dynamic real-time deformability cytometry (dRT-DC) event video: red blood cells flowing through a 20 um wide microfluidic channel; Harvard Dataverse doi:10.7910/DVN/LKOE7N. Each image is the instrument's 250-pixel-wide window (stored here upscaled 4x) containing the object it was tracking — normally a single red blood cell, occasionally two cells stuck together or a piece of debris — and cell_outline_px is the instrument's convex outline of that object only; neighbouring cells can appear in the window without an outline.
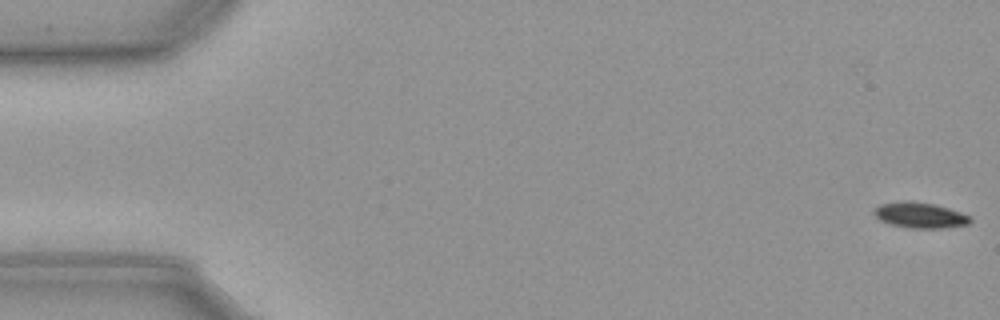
{"species": "common noctule bat (a hibernating species)", "species_latin": "Nyctalus noctula", "temperature_condition": "cold", "stored_images_in_passage": 57, "camera_frame_rate_fps": 3000, "um_per_image_px": 0.085, "animal": {"sex": "male", "body_mass_g": 23.1, "forearm_length_mm": 52.7}, "frame": {"image": 1, "passage_image": 1, "time_ms": 0.0, "image_size_px": [1000, 320], "cell_outline_px": [[972, 220], [968, 224], [940, 228], [912, 228], [892, 224], [880, 220], [872, 212], [880, 204], [908, 200], [932, 204], [948, 208], [960, 212], [968, 216]], "centroid_in_image_um": [78.18, 18.29], "position_along_channel_um": 6.8, "area_um2": 14.05}}
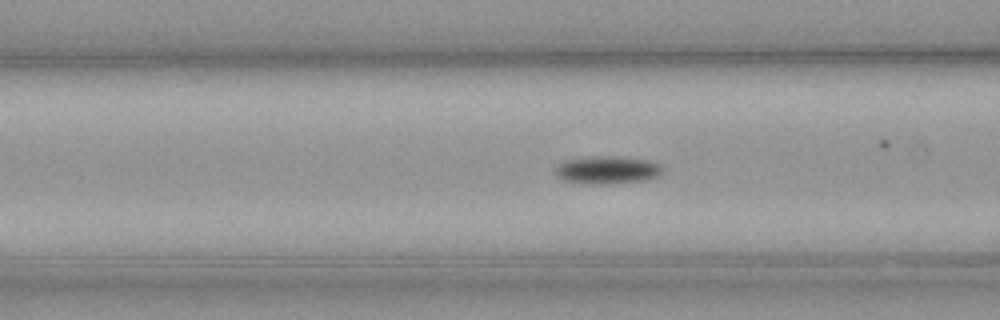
{"frame": {"image": 2, "passage_image": 22, "time_ms": 7.0, "image_size_px": [1000, 320], "cell_outline_px": [[664, 168], [656, 176], [644, 180], [612, 184], [580, 184], [564, 180], [556, 172], [556, 168], [564, 160], [596, 156], [644, 160], [660, 164]], "centroid_in_image_um": [51.59, 14.47], "position_along_channel_um": 115.0, "area_um2": 16.88}}
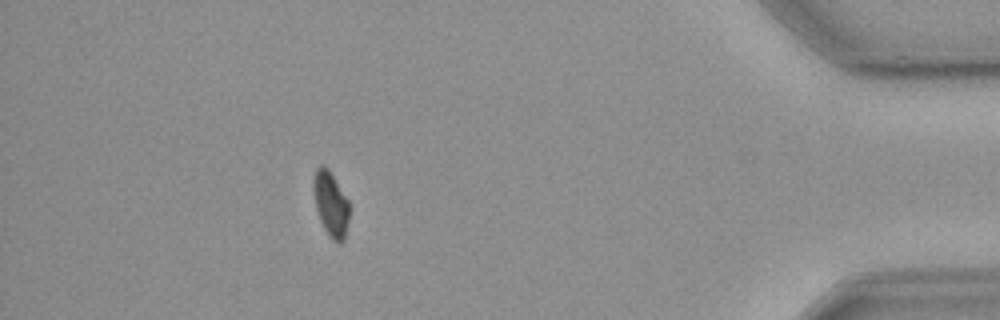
{"frame": {"image": 3, "passage_image": 51, "time_ms": 16.667, "image_size_px": [1000, 320], "cell_outline_px": [[348, 220], [344, 240], [340, 244], [332, 240], [328, 236], [320, 220], [316, 208], [312, 188], [312, 180], [316, 168], [320, 164], [324, 164], [328, 168], [348, 200]], "centroid_in_image_um": [28.08, 17.32], "position_along_channel_um": 407.1, "area_um2": 13.64}, "authors_computed_cell_mechanics": {"area_um2": 14.7968, "velocity_mm_per_s": 3.6049, "shape_relaxation_time_tau1_ms": 2.4203, "shape_relaxation_time_tau2_ms": null, "deformation_change_tau1": 0.0704, "deformation_change_tau2": null}}